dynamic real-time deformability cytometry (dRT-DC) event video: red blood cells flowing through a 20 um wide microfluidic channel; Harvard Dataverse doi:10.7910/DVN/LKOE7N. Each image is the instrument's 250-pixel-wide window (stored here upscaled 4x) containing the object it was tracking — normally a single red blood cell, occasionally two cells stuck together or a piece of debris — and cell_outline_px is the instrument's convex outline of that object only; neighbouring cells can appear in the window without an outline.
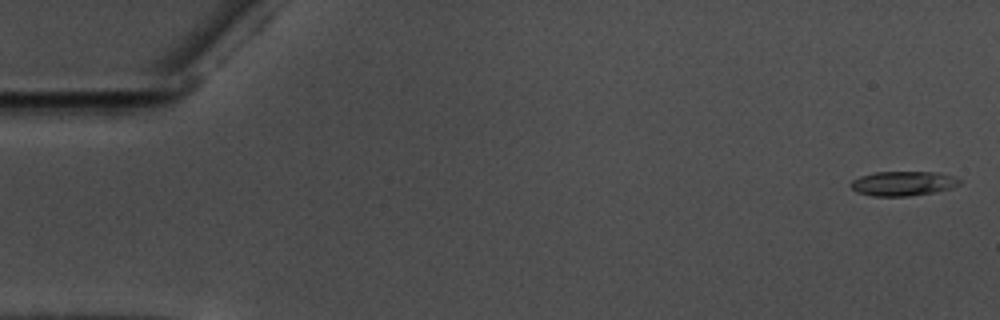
{"species": "common noctule bat (a hibernating species)", "species_latin": "Nyctalus noctula", "temperature_condition": "warm", "stored_images_in_passage": 58, "camera_frame_rate_fps": 3000, "um_per_image_px": 0.085, "animal": {"sex": "male", "body_mass_g": 17.5, "forearm_length_mm": 52.3}, "frame": {"image": 1, "passage_image": 2, "time_ms": 0.333, "image_size_px": [1000, 320], "cell_outline_px": [[964, 180], [960, 184], [952, 188], [932, 192], [908, 196], [872, 196], [856, 192], [848, 184], [852, 180], [860, 176], [872, 172], [940, 172], [956, 176]], "centroid_in_image_um": [76.78, 15.58], "position_along_channel_um": 8.2, "area_um2": 15.84}}
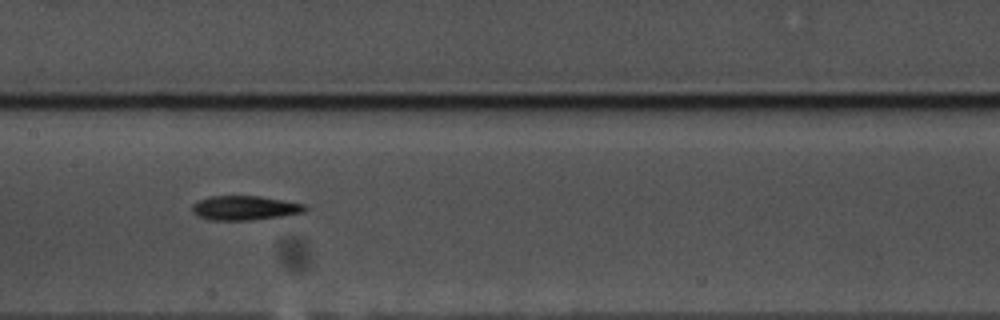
{"frame": {"image": 2, "passage_image": 29, "time_ms": 9.333, "image_size_px": [1000, 320], "cell_outline_px": [[308, 208], [304, 212], [280, 216], [252, 220], [212, 220], [200, 216], [192, 212], [192, 204], [196, 200], [212, 196], [260, 196], [284, 200], [304, 204]], "centroid_in_image_um": [20.79, 17.66], "position_along_channel_um": 186.6, "area_um2": 15.95}}
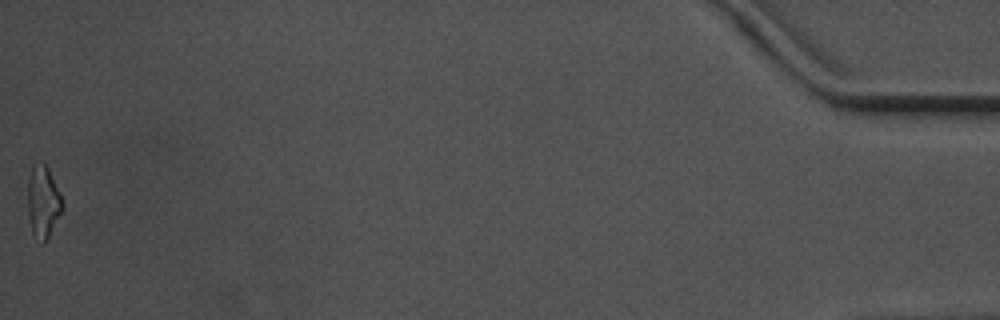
{"frame": {"image": 3, "passage_image": 58, "time_ms": 19.0, "image_size_px": [1000, 320], "cell_outline_px": [[64, 208], [44, 244], [40, 244], [32, 232], [28, 216], [28, 176], [32, 164], [40, 160], [44, 160], [60, 192], [64, 204]], "centroid_in_image_um": [3.66, 17.11], "position_along_channel_um": 431.5, "area_um2": 14.97}, "authors_computed_cell_mechanics": {"area_um2": 15.4904, "velocity_mm_per_s": 3.578, "shape_relaxation_time_tau1_ms": 10.9206, "shape_relaxation_time_tau2_ms": null, "deformation_change_tau1": 0.2505, "deformation_change_tau2": null}}